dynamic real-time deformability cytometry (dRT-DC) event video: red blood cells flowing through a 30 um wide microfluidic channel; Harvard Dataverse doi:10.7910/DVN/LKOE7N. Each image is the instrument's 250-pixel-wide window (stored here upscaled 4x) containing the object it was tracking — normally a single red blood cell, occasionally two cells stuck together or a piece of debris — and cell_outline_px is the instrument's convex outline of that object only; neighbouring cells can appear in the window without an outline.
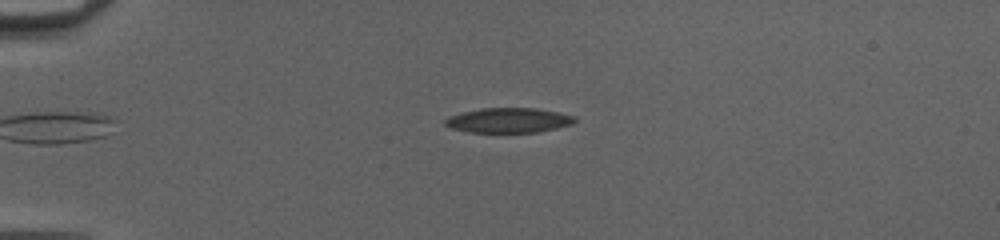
{"species": "common noctule bat (a hibernating species)", "species_latin": "Nyctalus noctula", "temperature_condition": "cold", "stored_images_in_passage": 41, "camera_frame_rate_fps": 3000, "um_per_image_px": 0.085, "animal": {"sex": "female", "body_mass_g": 20.0, "forearm_length_mm": 54.0}, "frame": {"image": 1, "passage_image": 2, "time_ms": 0.333, "image_size_px": [1000, 240], "cell_outline_px": [[576, 120], [572, 124], [556, 128], [536, 132], [472, 132], [452, 128], [444, 124], [444, 120], [448, 116], [460, 112], [480, 108], [536, 108], [560, 112], [576, 116]], "centroid_in_image_um": [43.23, 10.21], "position_along_channel_um": 41.8, "area_um2": 18.84}}
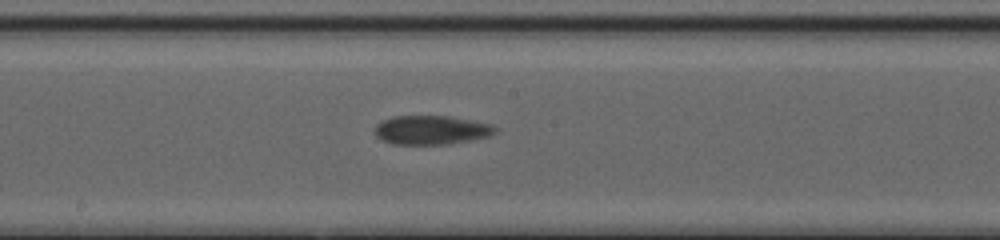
{"frame": {"image": 2, "passage_image": 18, "time_ms": 5.667, "image_size_px": [1000, 240], "cell_outline_px": [[496, 132], [488, 136], [448, 144], [396, 144], [384, 140], [376, 136], [376, 124], [392, 116], [448, 116], [492, 124], [496, 128]], "centroid_in_image_um": [36.66, 11.04], "position_along_channel_um": 211.5, "area_um2": 20.0}}
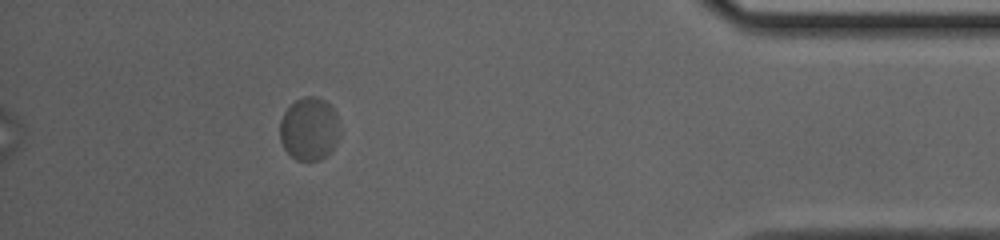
{"frame": {"image": 3, "passage_image": 36, "time_ms": 11.667, "image_size_px": [1000, 240], "cell_outline_px": [[340, 136], [332, 148], [320, 160], [296, 160], [284, 148], [280, 140], [280, 120], [284, 112], [296, 100], [304, 96], [316, 96], [324, 100], [336, 112], [340, 132]], "centroid_in_image_um": [26.28, 10.94], "position_along_channel_um": 408.9, "area_um2": 21.91}, "authors_computed_cell_mechanics": {"area_um2": 20.1722, "velocity_mm_per_s": 3.9898, "shape_relaxation_time_tau1_ms": 3.2825, "shape_relaxation_time_tau2_ms": null, "deformation_change_tau1": 0.0892, "deformation_change_tau2": null}}